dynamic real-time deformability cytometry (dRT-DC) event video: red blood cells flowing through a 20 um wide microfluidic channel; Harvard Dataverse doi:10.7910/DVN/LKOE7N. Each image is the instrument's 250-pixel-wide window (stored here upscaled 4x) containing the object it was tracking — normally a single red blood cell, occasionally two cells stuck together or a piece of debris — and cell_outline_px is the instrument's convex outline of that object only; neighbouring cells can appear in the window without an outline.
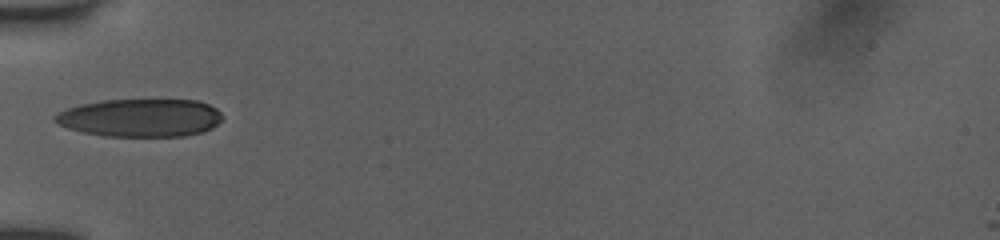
{"species": "human", "species_latin": "Homo sapiens", "temperature_condition": "room temperature", "stored_images_in_passage": 8, "camera_frame_rate_fps": 3000, "um_per_image_px": 0.085, "donor": {"sex": "female"}, "frame": {"image": 1, "passage_image": 1, "time_ms": 0.0, "image_size_px": [1000, 240], "cell_outline_px": [[224, 116], [212, 128], [204, 132], [184, 136], [104, 136], [84, 132], [68, 128], [56, 124], [52, 120], [52, 116], [68, 108], [80, 104], [104, 100], [196, 100], [208, 104], [216, 108]], "centroid_in_image_um": [11.92, 10.01], "position_along_channel_um": 73.1, "area_um2": 37.17}}
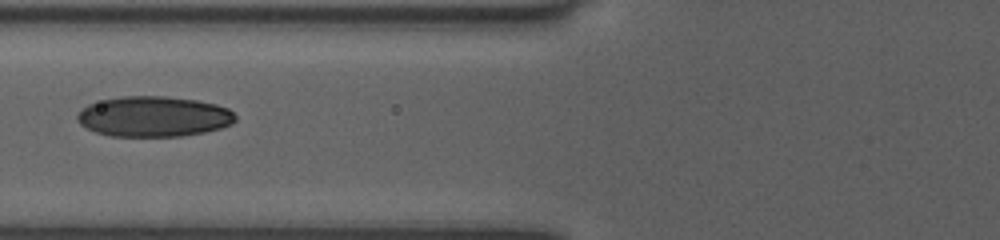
{"frame": {"image": 2, "passage_image": 3, "time_ms": 1.0, "image_size_px": [1000, 240], "cell_outline_px": [[236, 120], [232, 124], [220, 128], [204, 132], [180, 136], [112, 136], [96, 132], [80, 124], [76, 120], [76, 112], [88, 104], [120, 96], [164, 96], [196, 100], [216, 104], [228, 108], [236, 116]], "centroid_in_image_um": [13.05, 9.9], "position_along_channel_um": 112.8, "area_um2": 37.28}}
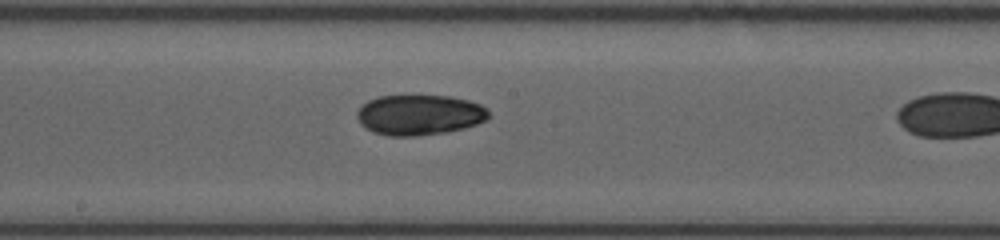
{"frame": {"image": 3, "passage_image": 7, "time_ms": 2.333, "image_size_px": [1000, 240], "cell_outline_px": [[488, 120], [464, 128], [448, 132], [416, 136], [388, 136], [372, 132], [360, 124], [356, 116], [356, 112], [368, 100], [380, 96], [452, 96], [468, 100], [480, 104], [488, 108]], "centroid_in_image_um": [35.66, 9.77], "position_along_channel_um": 212.5, "area_um2": 31.15}}